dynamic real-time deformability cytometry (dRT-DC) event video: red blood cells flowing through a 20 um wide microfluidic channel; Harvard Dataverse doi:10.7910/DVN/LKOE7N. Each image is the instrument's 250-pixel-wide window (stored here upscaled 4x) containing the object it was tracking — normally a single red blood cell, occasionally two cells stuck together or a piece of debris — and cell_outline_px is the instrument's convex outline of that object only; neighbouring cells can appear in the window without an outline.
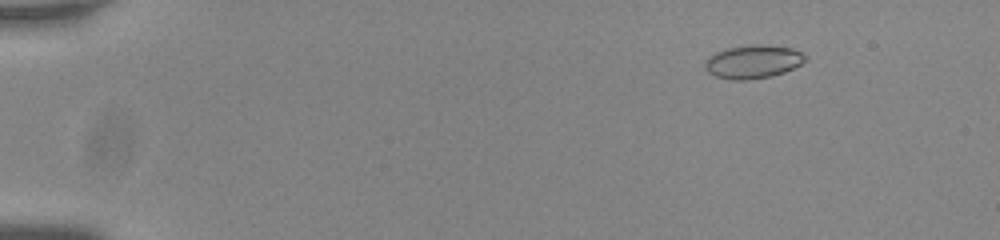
{"species": "common noctule bat (a hibernating species)", "species_latin": "Nyctalus noctula", "temperature_condition": "room temperature", "stored_images_in_passage": 57, "camera_frame_rate_fps": 3000, "um_per_image_px": 0.085, "animal": {"sex": "male", "body_mass_g": 20.0, "forearm_length_mm": 53.3}, "frame": {"image": 1, "passage_image": 8, "time_ms": 2.333, "image_size_px": [1000, 240], "cell_outline_px": [[808, 60], [784, 72], [772, 76], [748, 80], [736, 80], [716, 76], [708, 72], [704, 68], [704, 64], [716, 52], [728, 48], [752, 44], [756, 44], [792, 48], [800, 52]], "centroid_in_image_um": [64.02, 5.25], "position_along_channel_um": 21.0, "area_um2": 19.19}}
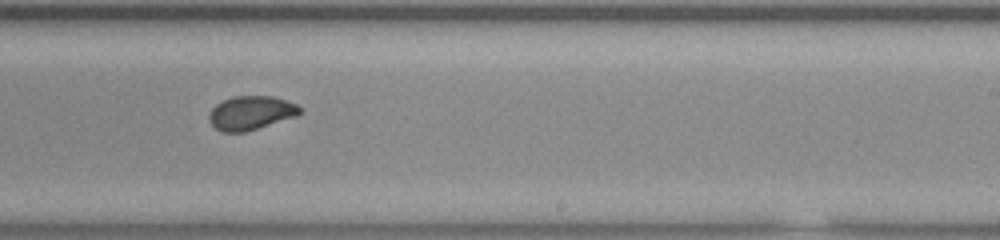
{"frame": {"image": 2, "passage_image": 37, "time_ms": 12.0, "image_size_px": [1000, 240], "cell_outline_px": [[300, 112], [296, 116], [244, 132], [220, 132], [208, 120], [208, 116], [212, 108], [216, 104], [232, 96], [272, 96], [296, 104], [300, 108]], "centroid_in_image_um": [21.28, 9.59], "position_along_channel_um": 267.7, "area_um2": 17.69}}
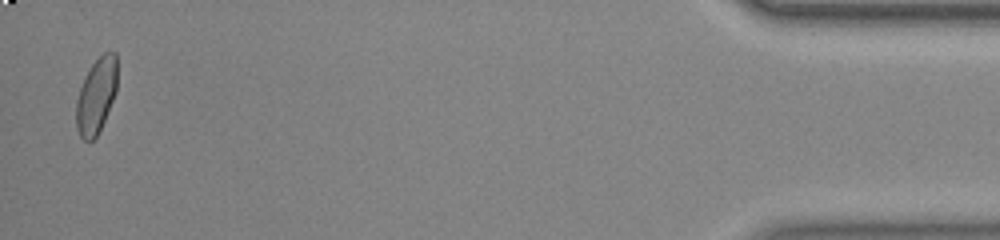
{"frame": {"image": 3, "passage_image": 56, "time_ms": 18.333, "image_size_px": [1000, 240], "cell_outline_px": [[116, 92], [104, 120], [96, 136], [88, 144], [80, 136], [76, 124], [76, 100], [84, 76], [92, 64], [104, 52], [116, 52]], "centroid_in_image_um": [8.17, 8.14], "position_along_channel_um": 427.0, "area_um2": 17.86}, "authors_computed_cell_mechanics": {"area_um2": 18.3804, "velocity_mm_per_s": 3.7521, "shape_relaxation_time_tau1_ms": 4.9531, "shape_relaxation_time_tau2_ms": 0.6806, "deformation_change_tau1": 0.1253, "deformation_change_tau2": 0.0495}}